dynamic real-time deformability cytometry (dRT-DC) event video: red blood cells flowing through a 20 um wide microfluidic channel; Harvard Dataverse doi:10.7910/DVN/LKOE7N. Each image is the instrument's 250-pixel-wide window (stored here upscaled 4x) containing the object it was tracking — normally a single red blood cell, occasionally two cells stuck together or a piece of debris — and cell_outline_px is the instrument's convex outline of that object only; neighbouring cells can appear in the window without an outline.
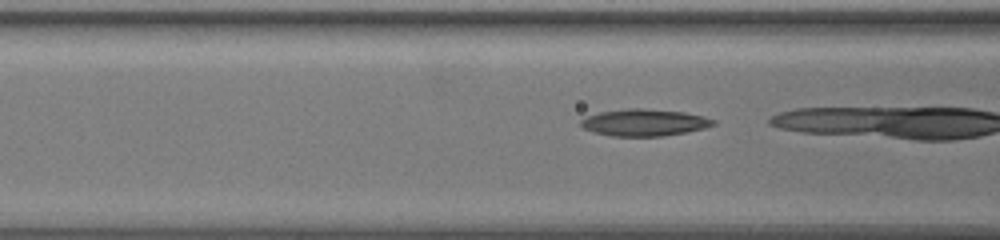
{"species": "common noctule bat (a hibernating species)", "species_latin": "Nyctalus noctula", "temperature_condition": "warm", "stored_images_in_passage": 4, "camera_frame_rate_fps": 3000, "um_per_image_px": 0.085, "animal": {"sex": "female", "body_mass_g": 19.5, "forearm_length_mm": 54.1}, "frame": {"image": 1, "passage_image": 3, "time_ms": 0.667, "image_size_px": [1000, 240], "cell_outline_px": [[716, 124], [704, 128], [664, 136], [612, 136], [592, 132], [584, 128], [580, 124], [580, 120], [588, 116], [600, 112], [628, 108], [644, 108], [684, 112], [704, 116], [716, 120]], "centroid_in_image_um": [54.77, 10.41], "position_along_channel_um": 111.8, "area_um2": 20.75}}